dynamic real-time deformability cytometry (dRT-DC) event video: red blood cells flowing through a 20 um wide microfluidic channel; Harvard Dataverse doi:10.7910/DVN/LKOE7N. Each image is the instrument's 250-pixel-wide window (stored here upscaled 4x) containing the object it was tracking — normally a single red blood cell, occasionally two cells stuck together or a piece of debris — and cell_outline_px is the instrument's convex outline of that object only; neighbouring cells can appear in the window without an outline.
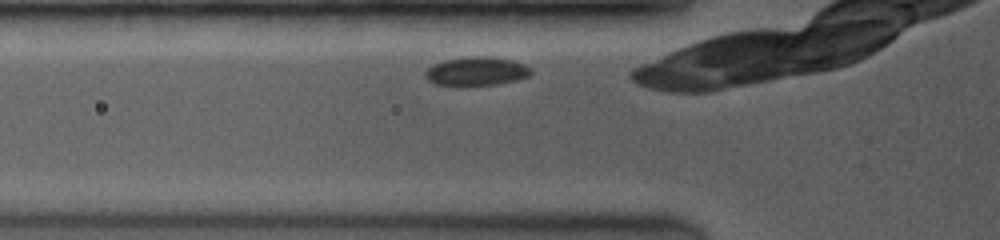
{"species": "common noctule bat (a hibernating species)", "species_latin": "Nyctalus noctula", "temperature_condition": "room temperature", "stored_images_in_passage": 8, "camera_frame_rate_fps": 3500, "um_per_image_px": 0.085, "animal": {"sex": "female", "body_mass_g": 19.0, "forearm_length_mm": 53.3}, "frame": {"image": 1, "passage_image": 3, "time_ms": 0.571, "image_size_px": [1000, 240], "cell_outline_px": [[532, 72], [528, 76], [516, 80], [496, 84], [468, 88], [460, 88], [436, 84], [428, 80], [424, 76], [424, 72], [432, 64], [444, 60], [472, 56], [488, 56], [512, 60], [524, 64], [532, 68]], "centroid_in_image_um": [40.45, 6.1], "position_along_channel_um": 85.3, "area_um2": 18.38}}
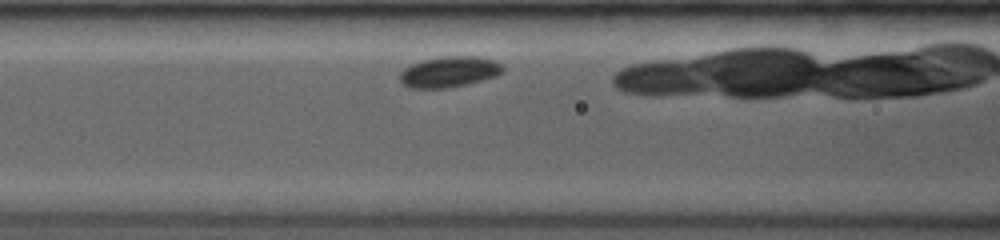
{"frame": {"image": 2, "passage_image": 6, "time_ms": 1.714, "image_size_px": [1000, 240], "cell_outline_px": [[504, 72], [496, 76], [464, 84], [444, 88], [408, 88], [400, 80], [400, 72], [404, 68], [412, 64], [424, 60], [440, 56], [476, 56], [496, 60], [504, 68]], "centroid_in_image_um": [38.19, 6.09], "position_along_channel_um": 128.4, "area_um2": 18.38}}